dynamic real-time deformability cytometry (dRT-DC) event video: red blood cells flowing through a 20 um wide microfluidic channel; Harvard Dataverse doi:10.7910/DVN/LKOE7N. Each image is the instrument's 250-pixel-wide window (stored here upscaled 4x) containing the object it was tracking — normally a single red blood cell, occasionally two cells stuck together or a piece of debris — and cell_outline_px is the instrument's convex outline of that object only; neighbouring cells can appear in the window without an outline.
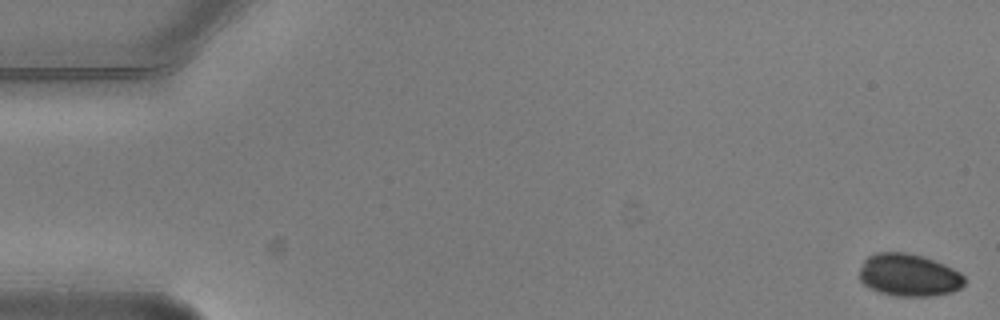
{"species": "common noctule bat (a hibernating species)", "species_latin": "Nyctalus noctula", "temperature_condition": "warm", "stored_images_in_passage": 8, "camera_frame_rate_fps": 3000, "um_per_image_px": 0.085, "animal": {"sex": "male", "body_mass_g": 20.5, "forearm_length_mm": 52.5}, "frame": {"image": 1, "passage_image": 1, "time_ms": 0.0, "image_size_px": [1000, 320], "cell_outline_px": [[964, 284], [960, 288], [952, 292], [932, 296], [900, 296], [880, 292], [868, 288], [860, 280], [860, 268], [864, 260], [868, 256], [876, 252], [908, 252], [924, 256], [944, 264], [960, 272], [964, 276]], "centroid_in_image_um": [77.25, 23.37], "position_along_channel_um": 7.8, "area_um2": 26.13}}
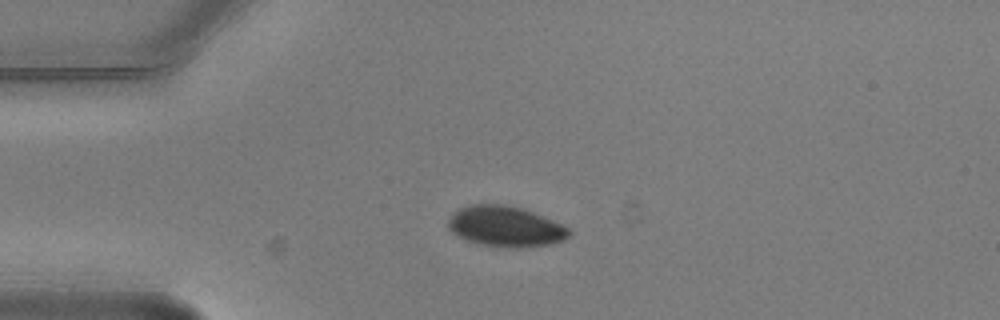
{"frame": {"image": 2, "passage_image": 5, "time_ms": 1.333, "image_size_px": [1000, 320], "cell_outline_px": [[572, 232], [564, 240], [552, 244], [520, 248], [508, 248], [480, 244], [468, 240], [452, 232], [448, 228], [448, 220], [452, 212], [468, 204], [504, 204], [524, 208], [552, 220], [568, 228]], "centroid_in_image_um": [42.96, 19.24], "position_along_channel_um": 42.0, "area_um2": 28.73}}
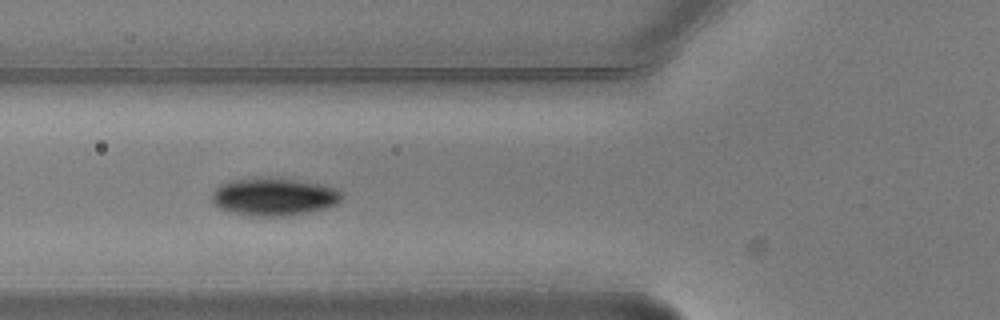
{"frame": {"image": 3, "passage_image": 7, "time_ms": 2.0, "image_size_px": [1000, 320], "cell_outline_px": [[344, 196], [336, 204], [324, 208], [284, 216], [252, 216], [232, 212], [220, 208], [212, 200], [212, 192], [220, 184], [228, 180], [296, 180], [320, 184], [336, 188]], "centroid_in_image_um": [23.28, 16.75], "position_along_channel_um": 102.5, "area_um2": 27.57}}